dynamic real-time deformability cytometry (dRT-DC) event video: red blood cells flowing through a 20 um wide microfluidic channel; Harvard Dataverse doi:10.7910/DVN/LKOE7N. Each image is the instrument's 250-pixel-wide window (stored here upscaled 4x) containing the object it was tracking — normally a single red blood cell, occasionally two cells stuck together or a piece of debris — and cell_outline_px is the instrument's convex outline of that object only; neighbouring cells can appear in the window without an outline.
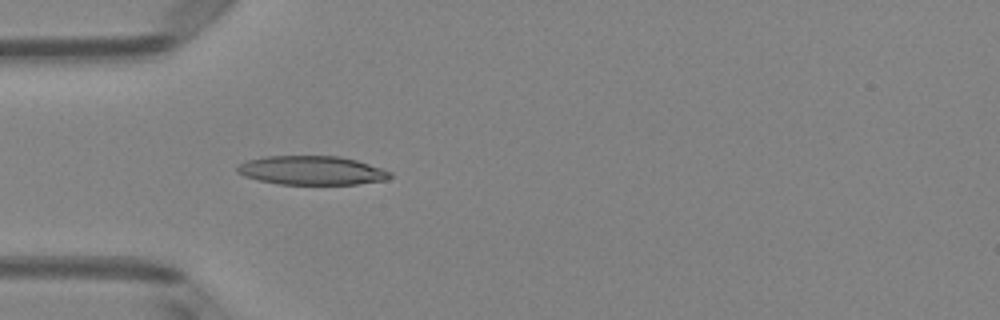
{"species": "Egyptian fruit bat (a non-hibernating species)", "species_latin": "Rousettus aegyptiacus", "temperature_condition": "room temperature", "stored_images_in_passage": 3, "camera_frame_rate_fps": 3000, "um_per_image_px": 0.085, "animal": {"sex": "female"}, "frame": {"image": 1, "passage_image": 3, "time_ms": 0.667, "image_size_px": [1000, 320], "cell_outline_px": [[392, 176], [388, 180], [356, 184], [280, 184], [260, 180], [244, 176], [236, 172], [236, 168], [240, 164], [248, 160], [264, 156], [340, 156], [356, 160], [384, 168], [392, 172]], "centroid_in_image_um": [26.54, 14.48], "position_along_channel_um": 58.5, "area_um2": 25.84}}